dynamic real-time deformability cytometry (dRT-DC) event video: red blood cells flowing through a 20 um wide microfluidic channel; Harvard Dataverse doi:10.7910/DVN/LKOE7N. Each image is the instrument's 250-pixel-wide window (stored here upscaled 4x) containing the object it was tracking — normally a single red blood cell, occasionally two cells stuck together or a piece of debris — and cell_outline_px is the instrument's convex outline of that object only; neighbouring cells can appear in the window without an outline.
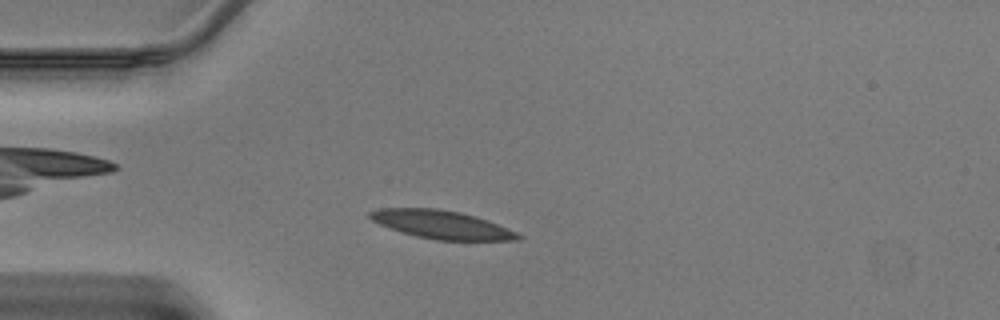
{"species": "Egyptian fruit bat (a non-hibernating species)", "species_latin": "Rousettus aegyptiacus", "temperature_condition": "warm", "stored_images_in_passage": 41, "camera_frame_rate_fps": 3000, "um_per_image_px": 0.085, "animal": {"sex": "male"}, "frame": {"image": 1, "passage_image": 8, "time_ms": 2.333, "image_size_px": [1000, 320], "cell_outline_px": [[524, 236], [520, 240], [436, 240], [416, 236], [380, 224], [372, 220], [368, 216], [368, 212], [376, 208], [436, 208], [460, 212], [496, 224], [516, 232]], "centroid_in_image_um": [37.5, 19.09], "position_along_channel_um": 47.5, "area_um2": 23.99}}
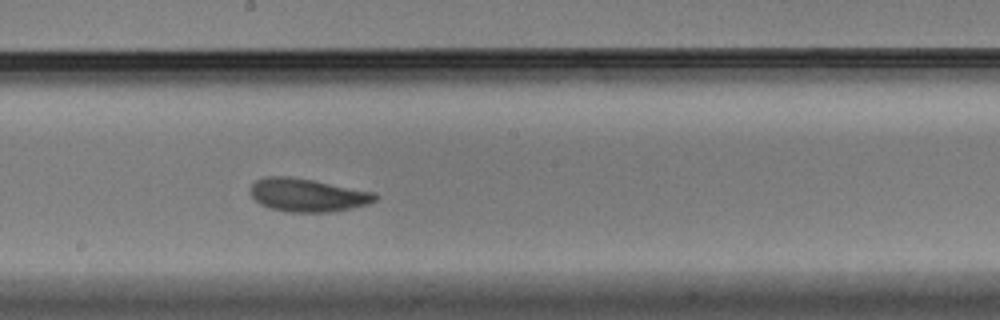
{"frame": {"image": 2, "passage_image": 21, "time_ms": 6.667, "image_size_px": [1000, 320], "cell_outline_px": [[380, 196], [376, 200], [368, 204], [352, 208], [332, 212], [288, 212], [272, 208], [260, 204], [252, 196], [252, 184], [256, 180], [264, 176], [288, 176], [312, 180], [376, 192]], "centroid_in_image_um": [26.19, 16.58], "position_along_channel_um": 222.0, "area_um2": 24.1}}
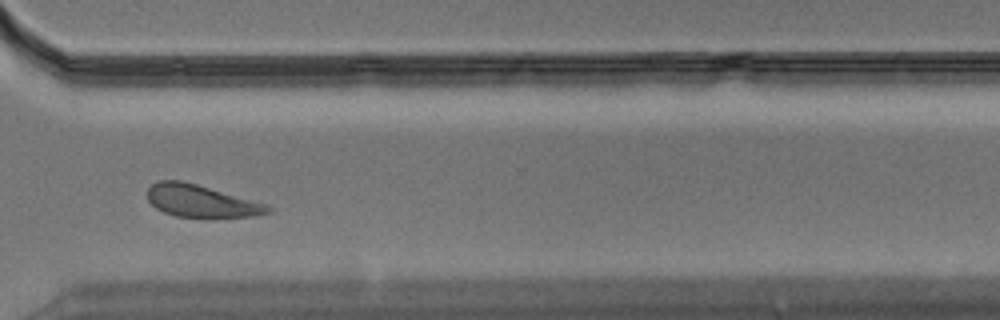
{"frame": {"image": 3, "passage_image": 30, "time_ms": 9.667, "image_size_px": [1000, 320], "cell_outline_px": [[272, 212], [252, 216], [176, 216], [164, 212], [156, 208], [148, 200], [148, 188], [156, 180], [180, 180], [196, 184], [268, 204], [272, 208]], "centroid_in_image_um": [17.09, 17.07], "position_along_channel_um": 353.5, "area_um2": 22.25}}